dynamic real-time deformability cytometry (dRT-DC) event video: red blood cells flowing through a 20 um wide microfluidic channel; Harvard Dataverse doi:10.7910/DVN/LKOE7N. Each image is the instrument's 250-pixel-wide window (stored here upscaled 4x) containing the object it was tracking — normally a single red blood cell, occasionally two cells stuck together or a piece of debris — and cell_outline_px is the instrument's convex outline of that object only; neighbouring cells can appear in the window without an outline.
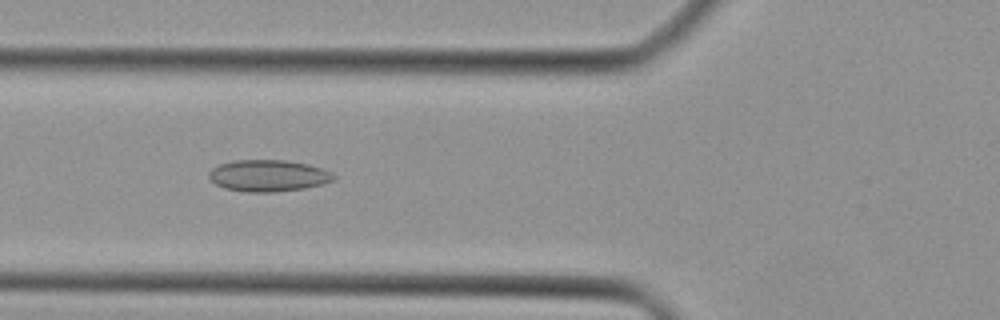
{"species": "Egyptian fruit bat (a non-hibernating species)", "species_latin": "Rousettus aegyptiacus", "temperature_condition": "cold", "stored_images_in_passage": 28, "camera_frame_rate_fps": 3000, "um_per_image_px": 0.085, "animal": {"sex": "female"}, "frame": {"image": 1, "passage_image": 3, "time_ms": 0.667, "image_size_px": [1000, 320], "cell_outline_px": [[336, 180], [324, 184], [304, 188], [272, 192], [248, 192], [224, 188], [216, 184], [208, 176], [208, 172], [212, 168], [220, 164], [236, 160], [288, 160], [308, 164], [332, 172], [336, 176]], "centroid_in_image_um": [22.83, 14.93], "position_along_channel_um": 103.0, "area_um2": 23.06}}
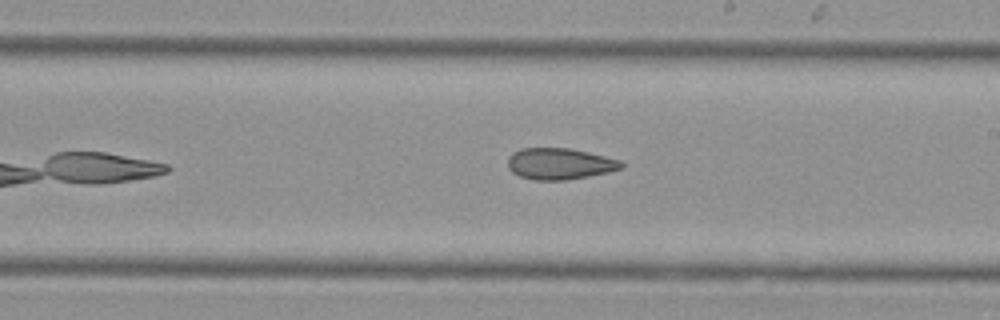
{"frame": {"image": 2, "passage_image": 12, "time_ms": 3.667, "image_size_px": [1000, 320], "cell_outline_px": [[624, 168], [608, 172], [588, 176], [564, 180], [532, 180], [520, 176], [512, 172], [508, 168], [508, 156], [512, 152], [520, 148], [568, 148], [588, 152], [620, 160], [624, 164]], "centroid_in_image_um": [47.55, 13.92], "position_along_channel_um": 241.5, "area_um2": 20.81}}
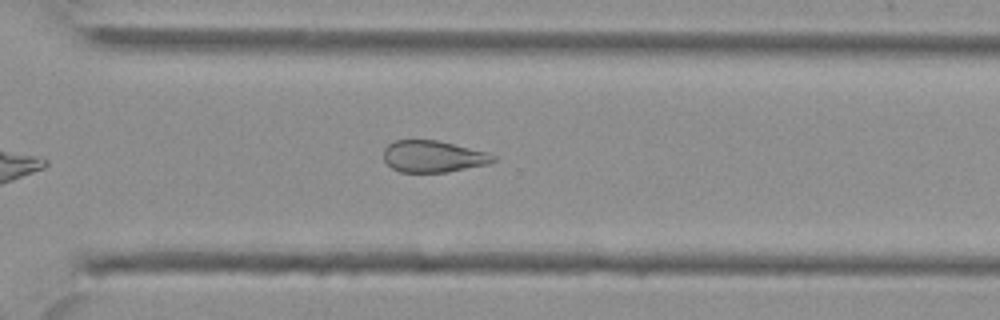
{"frame": {"image": 3, "passage_image": 18, "time_ms": 5.667, "image_size_px": [1000, 320], "cell_outline_px": [[496, 160], [488, 164], [448, 172], [400, 172], [392, 168], [384, 160], [384, 148], [388, 144], [396, 140], [436, 140], [488, 152], [496, 156]], "centroid_in_image_um": [36.82, 13.3], "position_along_channel_um": 333.8, "area_um2": 20.23}}